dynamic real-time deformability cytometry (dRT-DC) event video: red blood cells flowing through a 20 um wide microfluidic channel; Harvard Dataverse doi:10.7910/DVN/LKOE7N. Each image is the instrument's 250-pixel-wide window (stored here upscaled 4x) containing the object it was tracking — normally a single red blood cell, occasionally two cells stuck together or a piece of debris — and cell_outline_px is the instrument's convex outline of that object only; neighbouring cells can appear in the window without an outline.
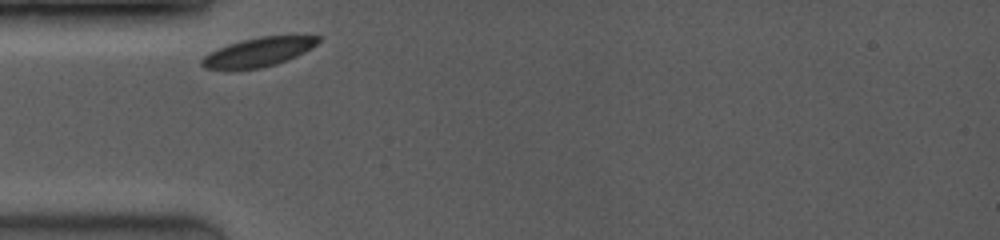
{"species": "common noctule bat (a hibernating species)", "species_latin": "Nyctalus noctula", "temperature_condition": "room temperature", "stored_images_in_passage": 12, "camera_frame_rate_fps": 3500, "um_per_image_px": 0.085, "animal": {"sex": "female", "body_mass_g": 19.0, "forearm_length_mm": 53.3}, "frame": {"image": 1, "passage_image": 1, "time_ms": 0.0, "image_size_px": [1000, 240], "cell_outline_px": [[320, 40], [312, 48], [296, 56], [276, 64], [260, 68], [232, 72], [228, 72], [204, 68], [200, 64], [200, 60], [208, 52], [228, 44], [260, 36], [320, 36]], "centroid_in_image_um": [21.86, 4.48], "position_along_channel_um": 63.1, "area_um2": 20.11}}
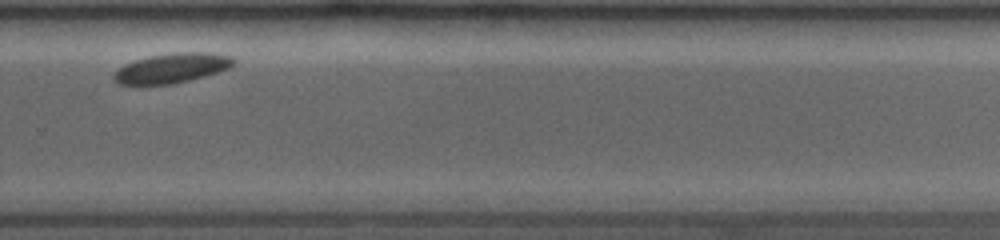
{"frame": {"image": 2, "passage_image": 10, "time_ms": 6.857, "image_size_px": [1000, 240], "cell_outline_px": [[236, 64], [228, 68], [204, 76], [172, 84], [116, 84], [112, 80], [112, 76], [124, 64], [136, 60], [152, 56], [176, 52], [208, 52], [232, 56], [236, 60]], "centroid_in_image_um": [14.63, 5.78], "position_along_channel_um": 315.2, "area_um2": 20.58}}
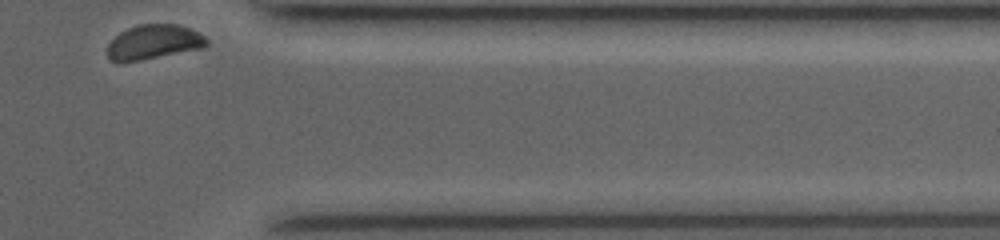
{"frame": {"image": 3, "passage_image": 12, "time_ms": 9.143, "image_size_px": [1000, 240], "cell_outline_px": [[208, 44], [200, 48], [140, 60], [112, 60], [108, 56], [108, 44], [120, 32], [136, 24], [176, 24], [200, 32], [208, 40]], "centroid_in_image_um": [13.09, 3.54], "position_along_channel_um": 398.3, "area_um2": 19.48}}